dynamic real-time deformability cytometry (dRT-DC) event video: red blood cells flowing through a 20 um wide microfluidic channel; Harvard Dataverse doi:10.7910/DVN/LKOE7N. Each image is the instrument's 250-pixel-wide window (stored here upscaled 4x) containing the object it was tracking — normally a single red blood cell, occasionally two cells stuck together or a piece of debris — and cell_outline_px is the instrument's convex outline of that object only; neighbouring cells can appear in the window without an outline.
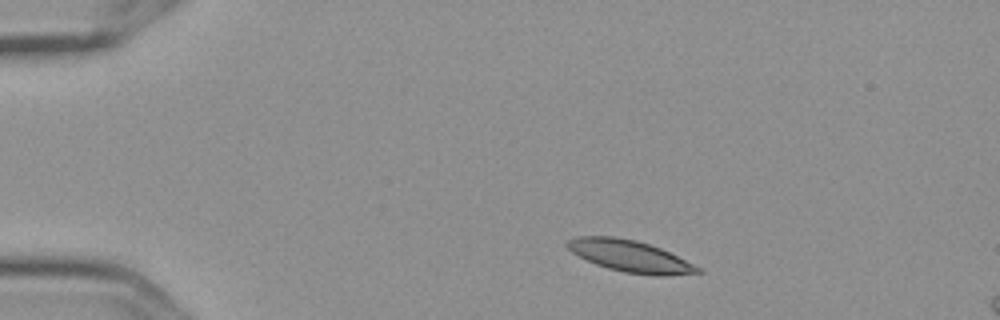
{"species": "Egyptian fruit bat (a non-hibernating species)", "species_latin": "Rousettus aegyptiacus", "temperature_condition": "cold", "stored_images_in_passage": 3, "camera_frame_rate_fps": 3000, "um_per_image_px": 0.085, "frame": {"image": 1, "passage_image": 1, "time_ms": 0.0, "image_size_px": [1000, 320], "cell_outline_px": [[704, 272], [668, 276], [624, 272], [608, 268], [596, 264], [572, 252], [564, 244], [568, 240], [576, 236], [616, 236], [636, 240], [660, 248], [700, 268]], "centroid_in_image_um": [53.51, 21.75], "position_along_channel_um": 31.5, "area_um2": 23.7}}